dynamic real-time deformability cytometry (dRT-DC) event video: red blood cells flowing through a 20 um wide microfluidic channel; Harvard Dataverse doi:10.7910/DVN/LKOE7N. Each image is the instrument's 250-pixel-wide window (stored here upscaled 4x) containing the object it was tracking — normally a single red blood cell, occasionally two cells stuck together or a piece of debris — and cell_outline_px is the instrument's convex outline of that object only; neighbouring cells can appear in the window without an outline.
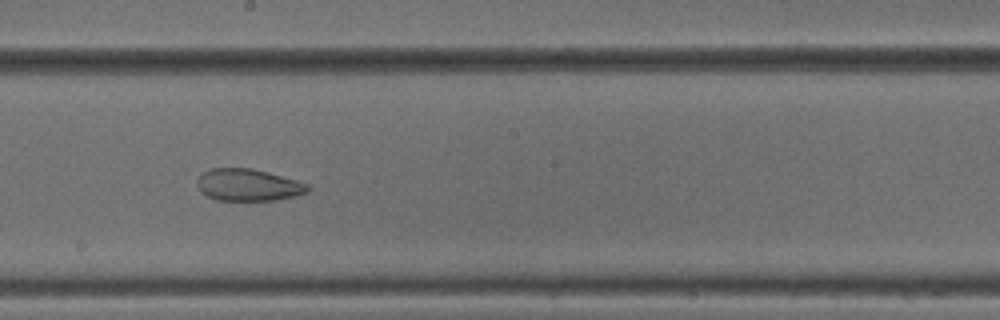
{"species": "common noctule bat (a hibernating species)", "species_latin": "Nyctalus noctula", "temperature_condition": "cold", "stored_images_in_passage": 53, "segment_of_instrument_passage": [1, 2], "camera_frame_rate_fps": 3000, "um_per_image_px": 0.085, "animal": {"sex": "male", "body_mass_g": 18.8}, "frame": {"image": 1, "passage_image": 29, "time_ms": 9.333, "image_size_px": [1000, 320], "cell_outline_px": [[312, 188], [308, 192], [296, 196], [276, 200], [216, 200], [200, 192], [196, 184], [196, 180], [200, 172], [212, 168], [252, 168], [268, 172], [296, 180], [308, 184]], "centroid_in_image_um": [21.07, 15.71], "position_along_channel_um": 227.1, "area_um2": 20.92}}
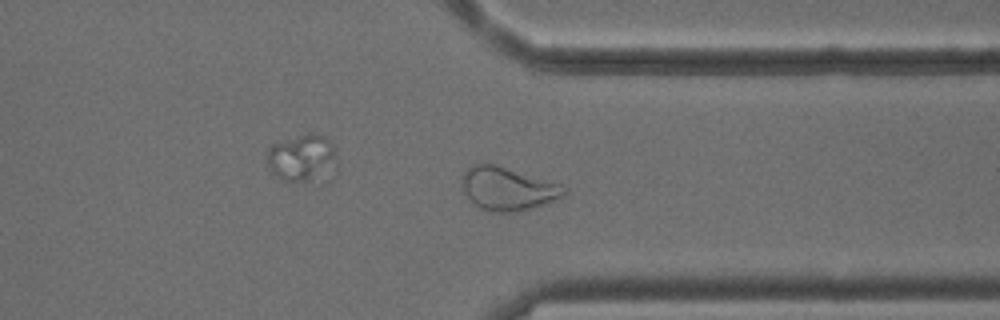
{"frame": {"image": 2, "passage_image": 40, "time_ms": 13.0, "image_size_px": [1000, 320], "cell_outline_px": [[568, 188], [564, 196], [544, 204], [516, 212], [496, 212], [480, 208], [468, 200], [464, 192], [464, 172], [468, 168], [476, 164], [496, 164], [560, 184]], "centroid_in_image_um": [43.18, 16.05], "position_along_channel_um": 368.2, "area_um2": 25.37}}
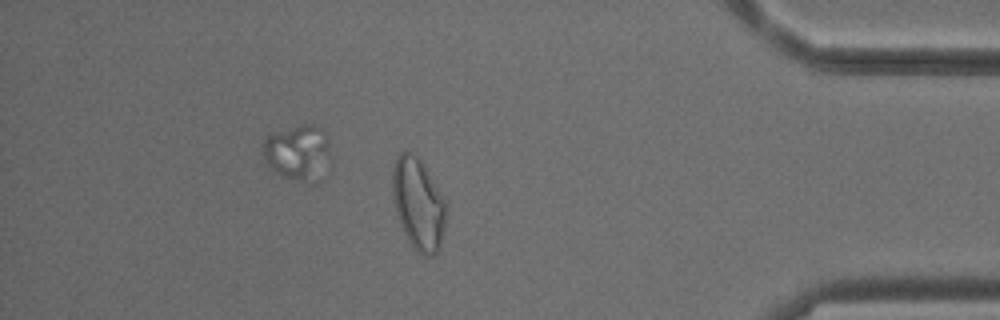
{"frame": {"image": 3, "passage_image": 45, "time_ms": 14.667, "image_size_px": [1000, 320], "cell_outline_px": [[444, 228], [440, 248], [432, 256], [424, 256], [416, 252], [404, 232], [400, 224], [392, 196], [392, 168], [396, 156], [400, 152], [412, 152], [420, 160], [444, 196]], "centroid_in_image_um": [35.53, 17.33], "position_along_channel_um": 399.7, "area_um2": 28.44}}